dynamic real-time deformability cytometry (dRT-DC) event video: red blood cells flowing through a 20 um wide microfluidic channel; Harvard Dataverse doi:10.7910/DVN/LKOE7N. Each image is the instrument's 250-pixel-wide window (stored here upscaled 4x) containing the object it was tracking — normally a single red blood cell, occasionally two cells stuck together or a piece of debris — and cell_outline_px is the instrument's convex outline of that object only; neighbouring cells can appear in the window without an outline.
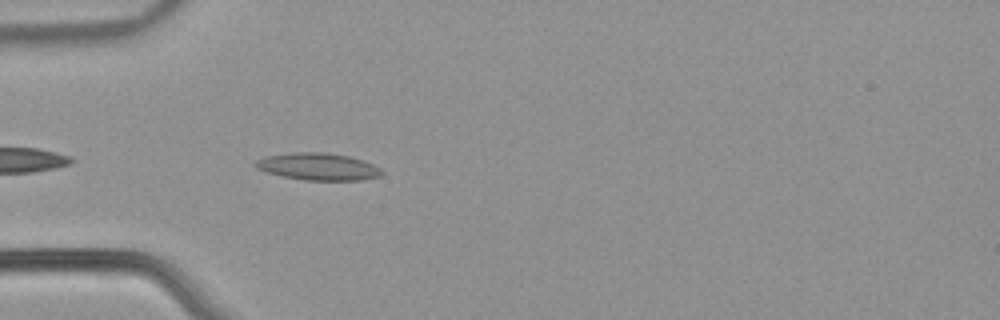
{"species": "common noctule bat (a hibernating species)", "species_latin": "Nyctalus noctula", "temperature_condition": "warm", "stored_images_in_passage": 8, "camera_frame_rate_fps": 3000, "um_per_image_px": 0.085, "animal": {"sex": "male", "body_mass_g": 21.5, "forearm_length_mm": 52.0}, "frame": {"image": 1, "passage_image": 3, "time_ms": 0.667, "image_size_px": [1000, 320], "cell_outline_px": [[384, 172], [380, 176], [364, 180], [304, 180], [264, 172], [256, 168], [252, 164], [256, 160], [264, 156], [296, 152], [324, 152], [348, 156], [372, 164], [380, 168]], "centroid_in_image_um": [27.0, 14.16], "position_along_channel_um": 58.0, "area_um2": 20.0}}